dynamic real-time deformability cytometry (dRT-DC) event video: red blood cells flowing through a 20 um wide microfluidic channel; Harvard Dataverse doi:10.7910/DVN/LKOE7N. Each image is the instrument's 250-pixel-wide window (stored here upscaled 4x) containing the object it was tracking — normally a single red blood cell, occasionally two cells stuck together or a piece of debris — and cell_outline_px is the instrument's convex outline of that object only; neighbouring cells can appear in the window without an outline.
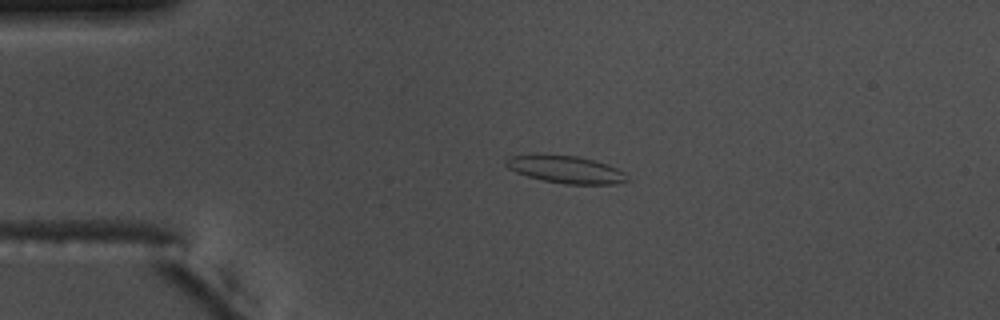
{"species": "common noctule bat (a hibernating species)", "species_latin": "Nyctalus noctula", "temperature_condition": "warm", "stored_images_in_passage": 55, "camera_frame_rate_fps": 3000, "um_per_image_px": 0.085, "animal": {"sex": "male", "body_mass_g": 17.5, "forearm_length_mm": 52.3}, "frame": {"image": 1, "passage_image": 13, "time_ms": 4.0, "image_size_px": [1000, 320], "cell_outline_px": [[632, 180], [616, 184], [564, 184], [544, 180], [528, 176], [516, 172], [508, 168], [504, 164], [504, 160], [508, 156], [540, 152], [580, 156], [596, 160], [608, 164], [624, 172]], "centroid_in_image_um": [48.06, 14.36], "position_along_channel_um": 36.9, "area_um2": 20.17}}
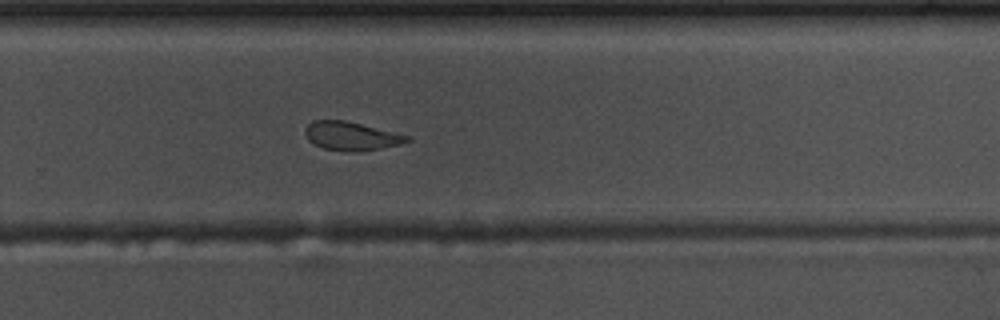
{"frame": {"image": 2, "passage_image": 37, "time_ms": 12.0, "image_size_px": [1000, 320], "cell_outline_px": [[412, 140], [400, 144], [380, 148], [352, 152], [348, 152], [324, 148], [312, 144], [308, 140], [304, 132], [304, 128], [312, 120], [344, 120], [408, 136]], "centroid_in_image_um": [29.78, 11.57], "position_along_channel_um": 300.0, "area_um2": 16.76}}
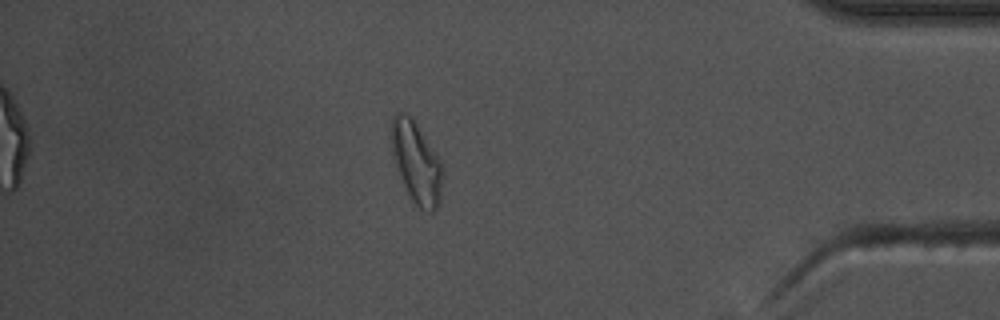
{"frame": {"image": 3, "passage_image": 48, "time_ms": 15.667, "image_size_px": [1000, 320], "cell_outline_px": [[444, 172], [440, 204], [432, 212], [428, 212], [412, 204], [396, 168], [392, 156], [392, 116], [396, 112], [404, 112], [412, 116], [440, 160], [444, 168]], "centroid_in_image_um": [35.41, 13.85], "position_along_channel_um": 399.8, "area_um2": 24.8}, "authors_computed_cell_mechanics": {"area_um2": 19.2474, "velocity_mm_per_s": 3.7472, "shape_relaxation_time_tau1_ms": null, "shape_relaxation_time_tau2_ms": 2.5242, "deformation_change_tau1": null, "deformation_change_tau2": 0.0847}}